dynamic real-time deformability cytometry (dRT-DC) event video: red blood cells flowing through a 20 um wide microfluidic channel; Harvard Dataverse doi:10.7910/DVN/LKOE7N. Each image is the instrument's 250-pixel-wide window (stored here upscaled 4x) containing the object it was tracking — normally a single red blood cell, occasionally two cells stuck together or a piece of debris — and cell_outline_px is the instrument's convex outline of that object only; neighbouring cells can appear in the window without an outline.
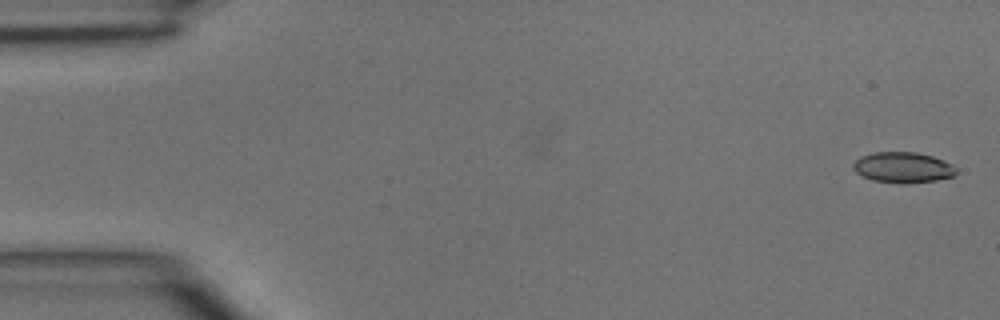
{"species": "common noctule bat (a hibernating species)", "species_latin": "Nyctalus noctula", "temperature_condition": "room temperature", "stored_images_in_passage": 5, "segment_of_instrument_passage": [1, 2], "camera_frame_rate_fps": 3000, "um_per_image_px": 0.085, "animal": {"sex": "male", "body_mass_g": 15.6}, "frame": {"image": 1, "passage_image": 1, "time_ms": 0.0, "image_size_px": [1000, 320], "cell_outline_px": [[956, 172], [952, 176], [936, 180], [904, 184], [900, 184], [872, 180], [856, 172], [852, 168], [852, 164], [860, 156], [876, 152], [916, 152], [932, 156], [952, 164], [956, 168]], "centroid_in_image_um": [76.72, 14.23], "position_along_channel_um": 8.3, "area_um2": 18.38}}